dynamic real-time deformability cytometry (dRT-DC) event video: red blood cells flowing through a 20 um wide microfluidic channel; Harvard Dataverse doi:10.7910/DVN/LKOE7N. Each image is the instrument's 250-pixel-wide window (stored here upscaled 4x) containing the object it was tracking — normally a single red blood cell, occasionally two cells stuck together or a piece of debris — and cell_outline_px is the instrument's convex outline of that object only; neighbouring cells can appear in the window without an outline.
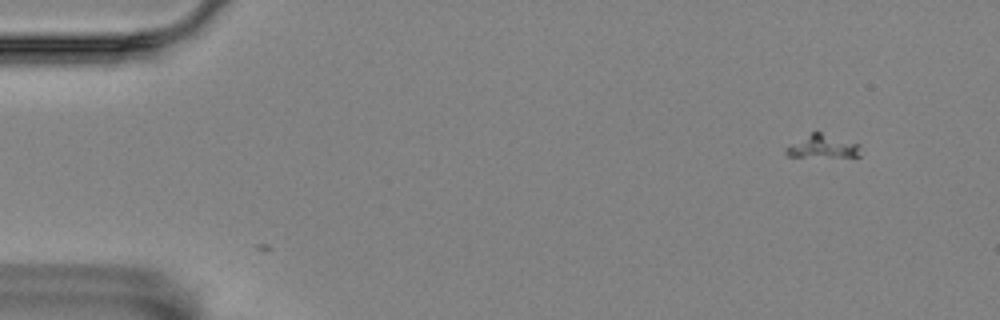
{"species": "Egyptian fruit bat (a non-hibernating species)", "species_latin": "Rousettus aegyptiacus", "temperature_condition": "room temperature", "stored_images_in_passage": 2, "camera_frame_rate_fps": 3000, "um_per_image_px": 0.085, "animal": {"sex": "female"}, "frame": {"image": 1, "passage_image": 2, "time_ms": 0.333, "image_size_px": [1000, 320], "cell_outline_px": [[860, 156], [788, 156], [784, 152], [784, 148], [816, 128], [860, 144]], "centroid_in_image_um": [69.92, 12.38], "position_along_channel_um": 15.1, "area_um2": 10.46}}